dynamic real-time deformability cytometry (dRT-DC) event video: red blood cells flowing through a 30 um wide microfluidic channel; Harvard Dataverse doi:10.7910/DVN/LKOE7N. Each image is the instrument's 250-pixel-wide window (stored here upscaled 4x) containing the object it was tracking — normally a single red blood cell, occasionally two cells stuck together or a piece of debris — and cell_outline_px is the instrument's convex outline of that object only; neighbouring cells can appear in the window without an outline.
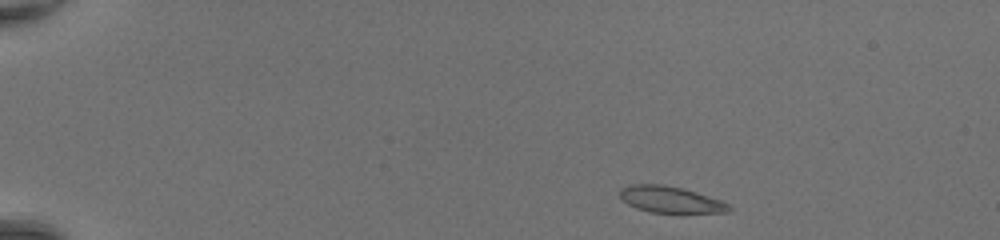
{"species": "common noctule bat (a hibernating species)", "species_latin": "Nyctalus noctula", "temperature_condition": "room temperature", "stored_images_in_passage": 41, "camera_frame_rate_fps": 3000, "um_per_image_px": 0.085, "animal": {"sex": "female", "body_mass_g": 20.0, "forearm_length_mm": 54.0}, "frame": {"image": 1, "passage_image": 1, "time_ms": 0.0, "image_size_px": [1000, 240], "cell_outline_px": [[732, 208], [728, 212], [680, 216], [648, 212], [636, 208], [628, 204], [620, 196], [620, 188], [628, 184], [664, 184], [684, 188], [724, 200]], "centroid_in_image_um": [57.08, 17.02], "position_along_channel_um": 27.9, "area_um2": 18.09}}
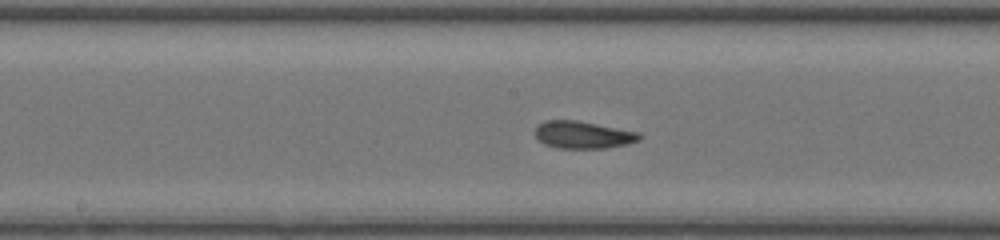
{"frame": {"image": 2, "passage_image": 20, "time_ms": 6.333, "image_size_px": [1000, 240], "cell_outline_px": [[644, 136], [640, 140], [628, 144], [604, 148], [556, 148], [544, 144], [536, 136], [536, 124], [544, 120], [576, 120], [640, 132]], "centroid_in_image_um": [49.58, 11.45], "position_along_channel_um": 198.6, "area_um2": 16.76}}
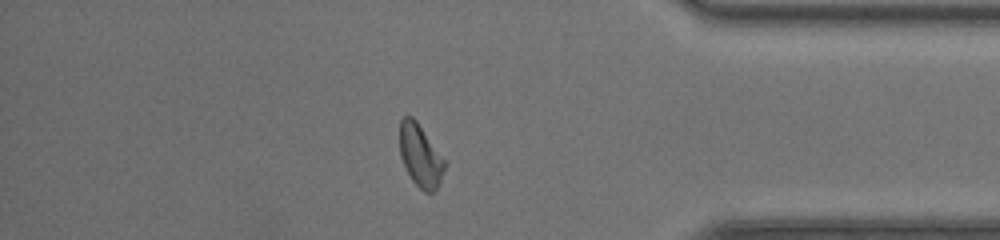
{"frame": {"image": 3, "passage_image": 35, "time_ms": 11.333, "image_size_px": [1000, 240], "cell_outline_px": [[444, 168], [440, 184], [432, 192], [424, 192], [412, 180], [400, 156], [400, 120], [404, 116], [412, 116], [416, 120], [444, 160]], "centroid_in_image_um": [35.71, 13.23], "position_along_channel_um": 399.5, "area_um2": 15.9}, "authors_computed_cell_mechanics": {"area_um2": 16.6464, "velocity_mm_per_s": 4.3982, "shape_relaxation_time_tau1_ms": 3.9482, "shape_relaxation_time_tau2_ms": 1.5274, "deformation_change_tau1": 0.1372, "deformation_change_tau2": 0.0624}}